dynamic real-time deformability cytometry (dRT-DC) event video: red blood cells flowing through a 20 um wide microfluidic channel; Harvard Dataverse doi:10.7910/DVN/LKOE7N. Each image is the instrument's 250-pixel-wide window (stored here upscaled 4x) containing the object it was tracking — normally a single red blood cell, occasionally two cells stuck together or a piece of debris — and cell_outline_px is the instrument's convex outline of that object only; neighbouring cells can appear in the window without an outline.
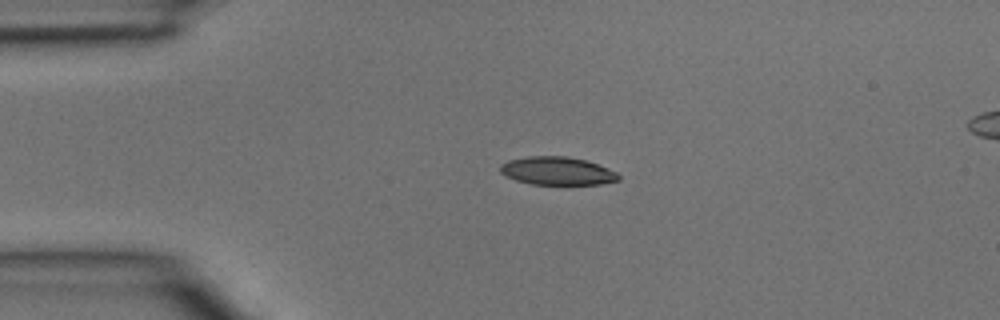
{"species": "common noctule bat (a hibernating species)", "species_latin": "Nyctalus noctula", "temperature_condition": "room temperature", "stored_images_in_passage": 5, "camera_frame_rate_fps": 3000, "um_per_image_px": 0.085, "animal": {"sex": "male", "body_mass_g": 15.6}, "frame": {"image": 1, "passage_image": 5, "time_ms": 1.333, "image_size_px": [1000, 320], "cell_outline_px": [[620, 180], [600, 184], [532, 184], [516, 180], [500, 172], [500, 164], [508, 160], [528, 156], [568, 156], [584, 160], [608, 168], [616, 172], [620, 176]], "centroid_in_image_um": [47.36, 14.52], "position_along_channel_um": 37.6, "area_um2": 19.25}}